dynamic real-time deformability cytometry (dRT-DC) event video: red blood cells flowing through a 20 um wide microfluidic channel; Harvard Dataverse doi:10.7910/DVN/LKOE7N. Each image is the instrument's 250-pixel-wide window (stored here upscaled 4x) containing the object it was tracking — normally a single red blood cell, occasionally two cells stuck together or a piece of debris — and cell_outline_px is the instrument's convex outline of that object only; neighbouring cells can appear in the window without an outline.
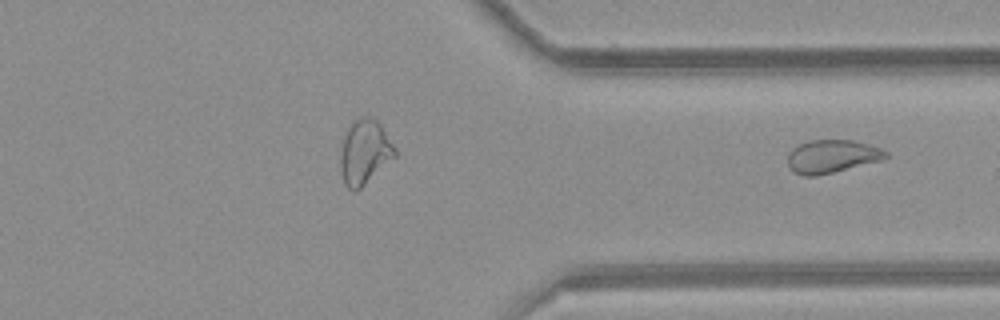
{"species": "common noctule bat (a hibernating species)", "species_latin": "Nyctalus noctula", "temperature_condition": "room temperature", "stored_images_in_passage": 35, "segment_of_instrument_passage": [2, 2], "camera_frame_rate_fps": 3000, "um_per_image_px": 0.085, "animal": {"sex": "female", "body_mass_g": 21.9}, "frame": {"image": 1, "passage_image": 35, "time_ms": 11.333, "image_size_px": [1000, 320], "cell_outline_px": [[888, 156], [884, 160], [816, 176], [804, 176], [796, 172], [788, 164], [788, 152], [792, 148], [800, 144], [812, 140], [852, 140], [880, 148], [888, 152]], "centroid_in_image_um": [70.74, 13.29], "position_along_channel_um": 340.7, "area_um2": 18.79}}